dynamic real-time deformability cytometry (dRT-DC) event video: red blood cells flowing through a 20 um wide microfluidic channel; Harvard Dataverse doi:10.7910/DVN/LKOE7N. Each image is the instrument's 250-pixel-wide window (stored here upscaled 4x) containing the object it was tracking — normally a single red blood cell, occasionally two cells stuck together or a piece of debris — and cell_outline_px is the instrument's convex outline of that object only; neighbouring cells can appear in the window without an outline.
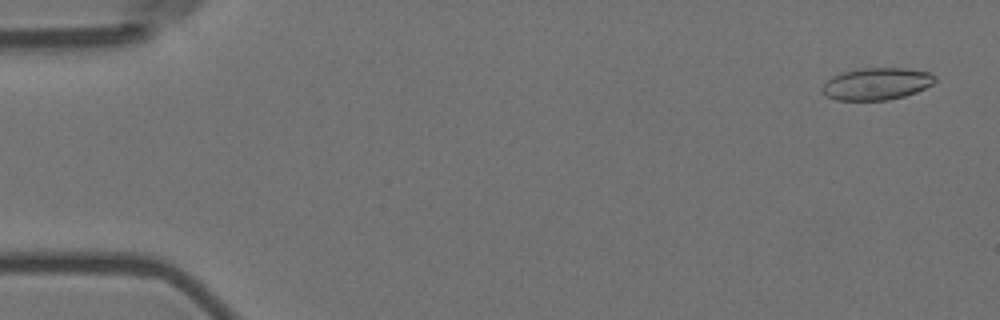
{"species": "Egyptian fruit bat (a non-hibernating species)", "species_latin": "Rousettus aegyptiacus", "temperature_condition": "room temperature", "stored_images_in_passage": 57, "camera_frame_rate_fps": 3000, "um_per_image_px": 0.085, "animal": {"sex": "female"}, "frame": {"image": 1, "passage_image": 3, "time_ms": 0.667, "image_size_px": [1000, 320], "cell_outline_px": [[936, 80], [932, 84], [916, 92], [904, 96], [888, 100], [836, 100], [824, 96], [820, 88], [832, 76], [840, 72], [864, 68], [904, 68], [928, 72], [936, 76]], "centroid_in_image_um": [74.48, 7.13], "position_along_channel_um": 10.5, "area_um2": 21.15}}
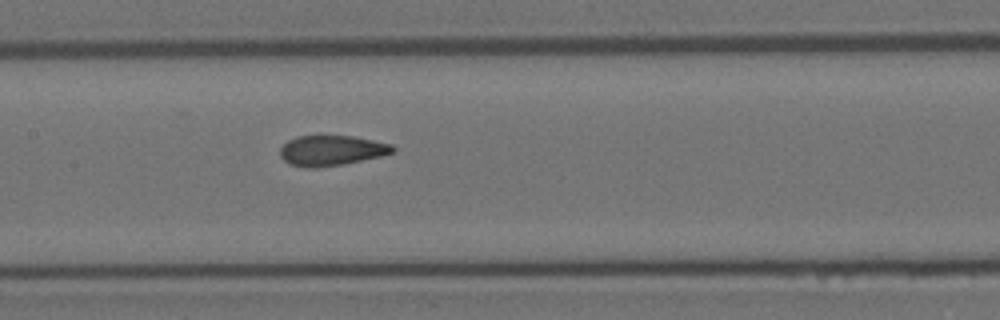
{"frame": {"image": 2, "passage_image": 28, "time_ms": 9.0, "image_size_px": [1000, 320], "cell_outline_px": [[396, 148], [392, 152], [380, 156], [344, 164], [316, 168], [304, 168], [288, 164], [280, 156], [280, 148], [288, 140], [296, 136], [352, 136], [392, 144]], "centroid_in_image_um": [28.13, 12.8], "position_along_channel_um": 179.3, "area_um2": 19.88}}
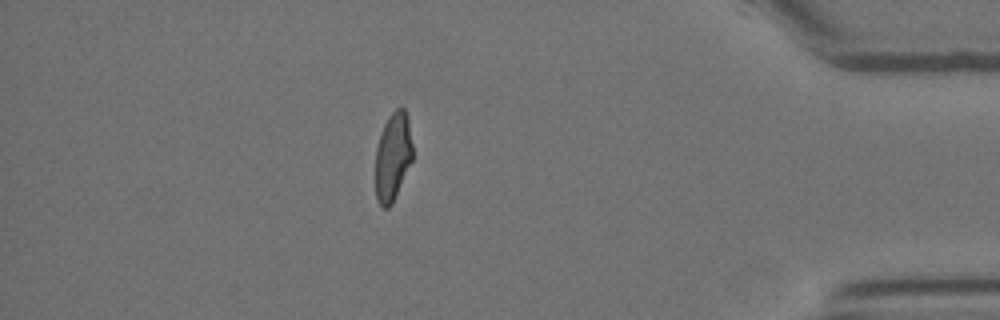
{"frame": {"image": 3, "passage_image": 50, "time_ms": 16.333, "image_size_px": [1000, 320], "cell_outline_px": [[412, 160], [392, 204], [388, 208], [384, 208], [376, 200], [376, 148], [384, 124], [388, 116], [396, 108], [404, 108], [408, 116], [412, 144]], "centroid_in_image_um": [33.39, 13.3], "position_along_channel_um": 401.8, "area_um2": 19.02}, "authors_computed_cell_mechanics": {"area_um2": 20.5768, "velocity_mm_per_s": 3.5973, "shape_relaxation_time_tau1_ms": 8.6629, "shape_relaxation_time_tau2_ms": 1.1383, "deformation_change_tau1": 0.1944, "deformation_change_tau2": 0.0657}}